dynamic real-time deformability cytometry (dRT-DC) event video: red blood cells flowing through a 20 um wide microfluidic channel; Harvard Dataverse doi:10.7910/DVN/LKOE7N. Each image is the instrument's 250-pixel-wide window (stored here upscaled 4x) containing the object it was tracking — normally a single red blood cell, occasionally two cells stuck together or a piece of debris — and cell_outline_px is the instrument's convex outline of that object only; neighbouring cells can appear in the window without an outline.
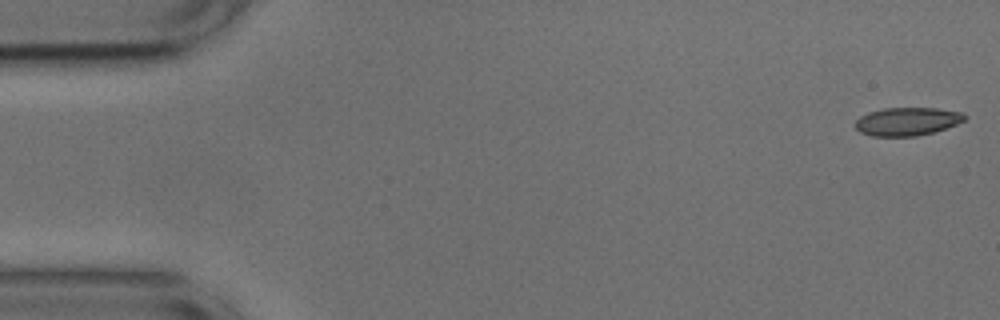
{"species": "common noctule bat (a hibernating species)", "species_latin": "Nyctalus noctula", "temperature_condition": "cold", "stored_images_in_passage": 53, "camera_frame_rate_fps": 3000, "um_per_image_px": 0.085, "animal": {"sex": "male", "body_mass_g": 17.9, "forearm_length_mm": 54.2}, "frame": {"image": 1, "passage_image": 1, "time_ms": 0.0, "image_size_px": [1000, 320], "cell_outline_px": [[968, 116], [964, 120], [956, 124], [932, 132], [916, 136], [872, 136], [860, 132], [852, 124], [860, 116], [868, 112], [884, 108], [936, 108], [964, 112]], "centroid_in_image_um": [77.09, 10.31], "position_along_channel_um": 7.9, "area_um2": 18.03}}
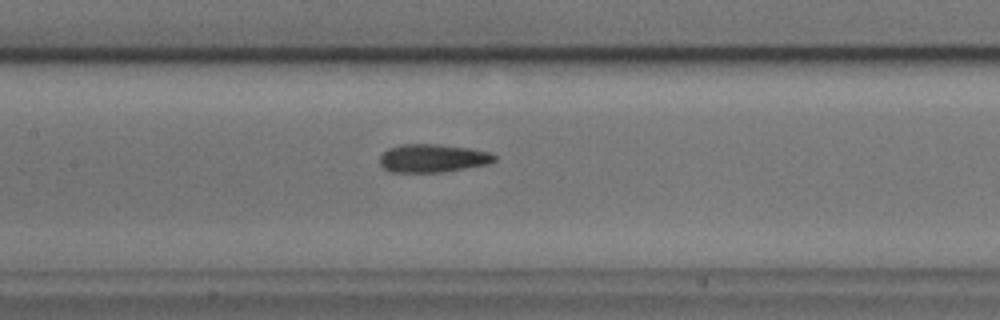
{"frame": {"image": 2, "passage_image": 24, "time_ms": 7.667, "image_size_px": [1000, 320], "cell_outline_px": [[496, 160], [488, 164], [444, 172], [388, 172], [380, 164], [380, 156], [388, 148], [400, 144], [440, 144], [468, 148], [492, 152], [496, 156]], "centroid_in_image_um": [36.78, 13.45], "position_along_channel_um": 170.6, "area_um2": 19.02}}
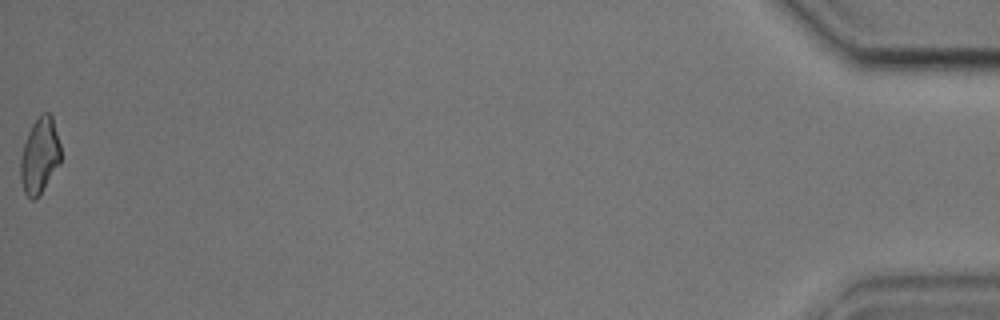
{"frame": {"image": 3, "passage_image": 53, "time_ms": 17.333, "image_size_px": [1000, 320], "cell_outline_px": [[60, 164], [36, 200], [32, 200], [24, 192], [20, 180], [20, 160], [24, 144], [28, 132], [32, 124], [40, 112], [48, 112], [52, 116], [60, 144]], "centroid_in_image_um": [3.37, 13.23], "position_along_channel_um": 431.8, "area_um2": 17.86}, "authors_computed_cell_mechanics": {"area_um2": 18.5538, "velocity_mm_per_s": 3.749, "shape_relaxation_time_tau1_ms": 6.1063, "shape_relaxation_time_tau2_ms": 4.9199, "deformation_change_tau1": 0.123, "deformation_change_tau2": 0.124}}